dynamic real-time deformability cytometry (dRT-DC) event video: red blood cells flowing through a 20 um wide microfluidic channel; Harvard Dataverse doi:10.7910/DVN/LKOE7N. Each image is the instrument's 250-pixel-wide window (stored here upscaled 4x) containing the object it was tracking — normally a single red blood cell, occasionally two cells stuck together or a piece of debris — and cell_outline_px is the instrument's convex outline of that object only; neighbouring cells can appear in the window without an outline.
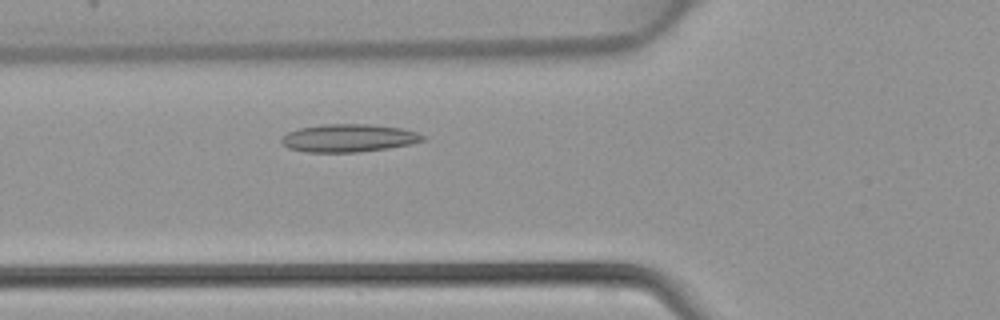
{"species": "common noctule bat (a hibernating species)", "species_latin": "Nyctalus noctula", "temperature_condition": "warm", "stored_images_in_passage": 2, "camera_frame_rate_fps": 3000, "um_per_image_px": 0.085, "animal": {"sex": "female", "body_mass_g": 22.7, "forearm_length_mm": 54.2}, "frame": {"image": 1, "passage_image": 2, "time_ms": 0.333, "image_size_px": [1000, 320], "cell_outline_px": [[424, 140], [408, 144], [388, 148], [356, 152], [308, 152], [288, 148], [280, 140], [280, 136], [288, 132], [300, 128], [320, 124], [368, 124], [400, 128], [416, 132], [424, 136]], "centroid_in_image_um": [29.58, 11.73], "position_along_channel_um": 96.2, "area_um2": 22.77}}